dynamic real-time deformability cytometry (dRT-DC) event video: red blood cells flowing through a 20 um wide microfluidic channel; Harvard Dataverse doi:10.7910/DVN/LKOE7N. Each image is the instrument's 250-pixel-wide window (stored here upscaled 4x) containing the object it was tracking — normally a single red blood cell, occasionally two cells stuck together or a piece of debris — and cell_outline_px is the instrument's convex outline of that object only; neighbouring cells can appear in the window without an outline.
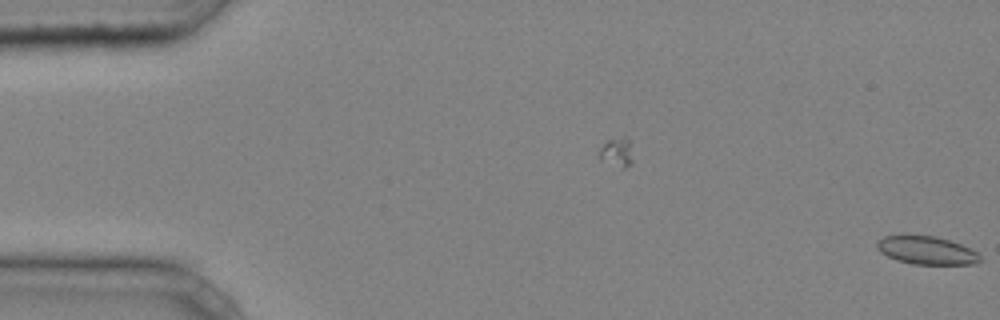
{"species": "common noctule bat (a hibernating species)", "species_latin": "Nyctalus noctula", "temperature_condition": "cold", "stored_images_in_passage": 10, "camera_frame_rate_fps": 3000, "um_per_image_px": 0.085, "animal": {"sex": "male", "body_mass_g": 20.4}, "frame": {"image": 1, "passage_image": 10, "time_ms": 3.0, "image_size_px": [1000, 320], "cell_outline_px": [[984, 260], [976, 264], [912, 264], [896, 260], [880, 252], [876, 248], [876, 244], [884, 236], [900, 232], [904, 232], [936, 236], [960, 244], [976, 252]], "centroid_in_image_um": [78.7, 21.24], "position_along_channel_um": 6.3, "area_um2": 17.51}}